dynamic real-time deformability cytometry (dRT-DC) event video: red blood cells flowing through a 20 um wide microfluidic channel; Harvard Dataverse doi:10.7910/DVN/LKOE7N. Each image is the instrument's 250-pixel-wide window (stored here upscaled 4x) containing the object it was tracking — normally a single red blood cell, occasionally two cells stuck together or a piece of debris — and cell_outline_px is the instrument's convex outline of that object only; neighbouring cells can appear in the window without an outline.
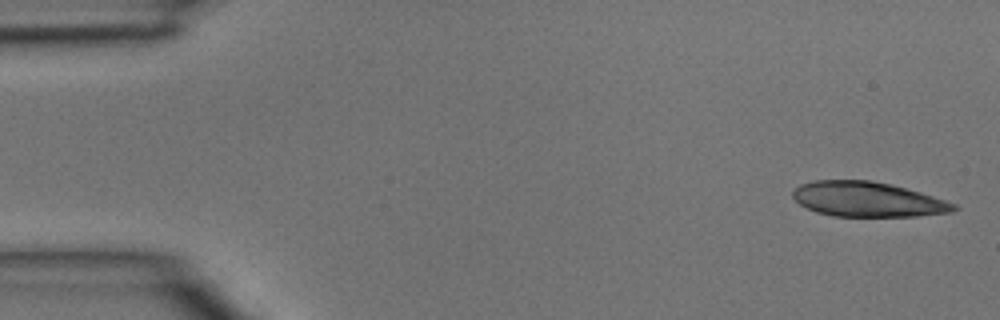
{"species": "common noctule bat (a hibernating species)", "species_latin": "Nyctalus noctula", "temperature_condition": "room temperature", "stored_images_in_passage": 41, "camera_frame_rate_fps": 3000, "um_per_image_px": 0.085, "animal": {"sex": "male", "body_mass_g": 15.6}, "frame": {"image": 1, "passage_image": 1, "time_ms": 0.0, "image_size_px": [1000, 320], "cell_outline_px": [[960, 208], [952, 212], [916, 216], [832, 216], [816, 212], [800, 204], [792, 196], [792, 192], [800, 184], [812, 180], [872, 180], [892, 184], [920, 192], [956, 204]], "centroid_in_image_um": [73.74, 16.94], "position_along_channel_um": 11.3, "area_um2": 32.77}}